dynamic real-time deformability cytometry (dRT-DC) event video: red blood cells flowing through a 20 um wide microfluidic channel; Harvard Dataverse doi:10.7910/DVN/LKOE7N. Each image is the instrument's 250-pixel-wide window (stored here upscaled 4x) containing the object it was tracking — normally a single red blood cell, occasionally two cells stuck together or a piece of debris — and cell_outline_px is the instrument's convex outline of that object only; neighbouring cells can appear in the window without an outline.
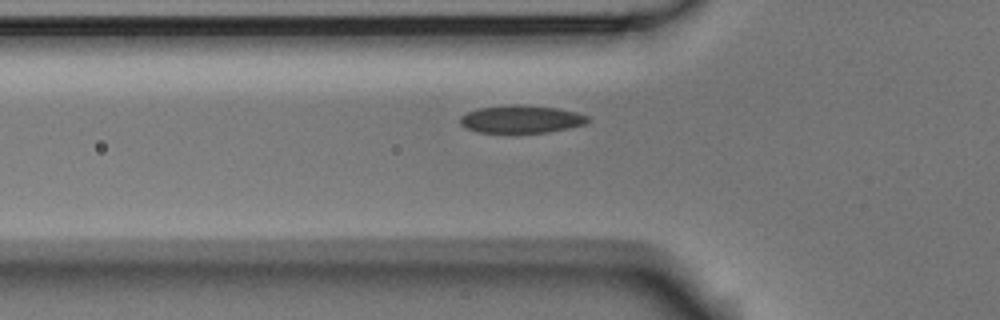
{"species": "Egyptian fruit bat (a non-hibernating species)", "species_latin": "Rousettus aegyptiacus", "temperature_condition": "room temperature", "stored_images_in_passage": 4, "camera_frame_rate_fps": 3000, "um_per_image_px": 0.085, "animal": {"sex": "male"}, "frame": {"image": 1, "passage_image": 4, "time_ms": 1.0, "image_size_px": [1000, 320], "cell_outline_px": [[588, 120], [584, 124], [568, 128], [548, 132], [480, 132], [468, 128], [460, 124], [460, 116], [476, 108], [508, 104], [524, 104], [556, 108], [576, 112], [588, 116]], "centroid_in_image_um": [44.28, 10.1], "position_along_channel_um": 81.5, "area_um2": 20.52}}